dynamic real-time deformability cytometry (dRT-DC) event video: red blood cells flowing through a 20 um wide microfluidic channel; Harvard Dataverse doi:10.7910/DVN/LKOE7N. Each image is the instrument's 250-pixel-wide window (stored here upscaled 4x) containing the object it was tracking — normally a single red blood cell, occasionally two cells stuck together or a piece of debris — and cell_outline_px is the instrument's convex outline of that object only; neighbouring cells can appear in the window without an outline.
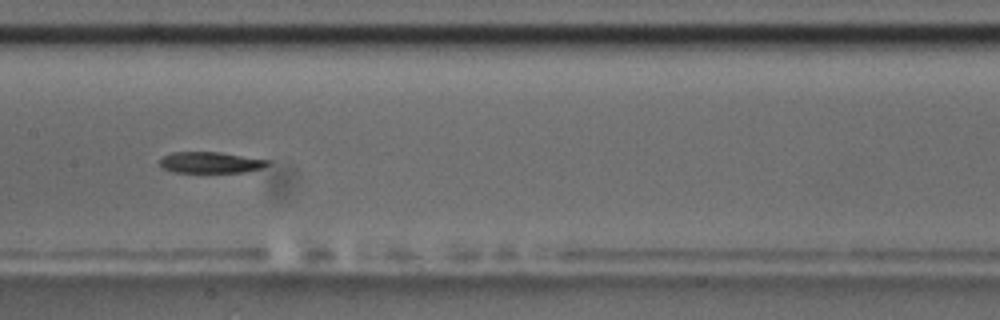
{"species": "common noctule bat (a hibernating species)", "species_latin": "Nyctalus noctula", "temperature_condition": "room temperature", "stored_images_in_passage": 12, "camera_frame_rate_fps": 3000, "um_per_image_px": 0.085, "animal": {"sex": "male", "body_mass_g": 17.5, "forearm_length_mm": 52.3}, "frame": {"image": 1, "passage_image": 7, "time_ms": 7.667, "image_size_px": [1000, 320], "cell_outline_px": [[268, 164], [260, 168], [244, 172], [172, 172], [164, 168], [160, 164], [160, 160], [164, 156], [172, 152], [220, 152], [268, 160]], "centroid_in_image_um": [17.86, 13.81], "position_along_channel_um": 189.5, "area_um2": 13.06}, "authors_computed_cell_mechanics": {"area_um2": 13.872, "velocity_mm_per_s": 3.4704, "shape_relaxation_time_tau1_ms": 7.2427, "shape_relaxation_time_tau2_ms": null, "deformation_change_tau1": 0.1717, "deformation_change_tau2": null}}